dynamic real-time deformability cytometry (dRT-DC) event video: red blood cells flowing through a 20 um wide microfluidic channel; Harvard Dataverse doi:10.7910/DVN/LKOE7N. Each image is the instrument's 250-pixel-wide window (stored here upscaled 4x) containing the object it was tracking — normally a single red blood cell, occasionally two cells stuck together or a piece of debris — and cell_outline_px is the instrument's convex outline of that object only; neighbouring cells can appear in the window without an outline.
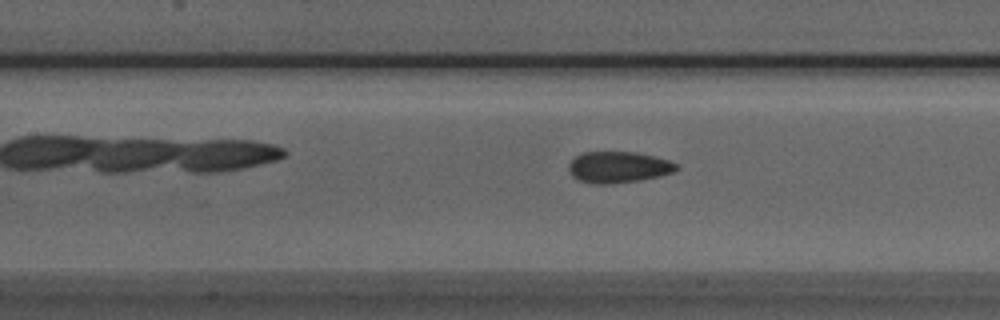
{"species": "Egyptian fruit bat (a non-hibernating species)", "species_latin": "Rousettus aegyptiacus", "temperature_condition": "room temperature", "stored_images_in_passage": 33, "camera_frame_rate_fps": 3000, "um_per_image_px": 0.085, "animal": {"sex": "male"}, "frame": {"image": 1, "passage_image": 14, "time_ms": 4.333, "image_size_px": [1000, 320], "cell_outline_px": [[676, 168], [672, 172], [640, 180], [612, 184], [592, 184], [580, 180], [572, 176], [568, 172], [568, 164], [580, 152], [636, 152], [668, 160], [676, 164]], "centroid_in_image_um": [52.48, 14.21], "position_along_channel_um": 154.9, "area_um2": 19.48}}
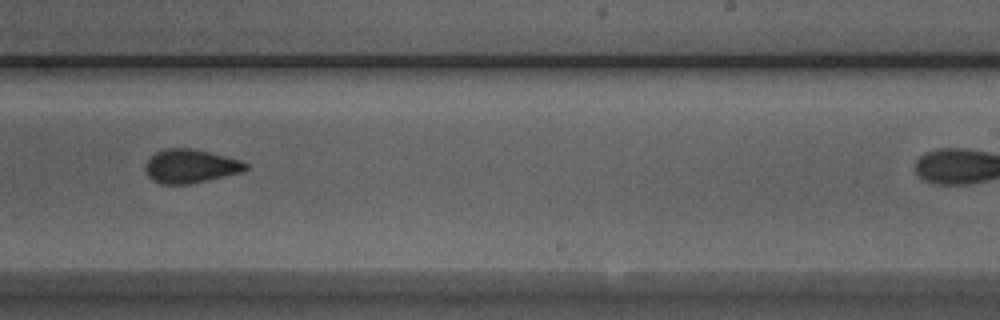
{"frame": {"image": 2, "passage_image": 23, "time_ms": 7.333, "image_size_px": [1000, 320], "cell_outline_px": [[248, 168], [244, 172], [188, 184], [160, 184], [152, 180], [148, 176], [144, 168], [144, 164], [156, 152], [164, 148], [192, 148], [240, 160], [248, 164]], "centroid_in_image_um": [16.17, 14.13], "position_along_channel_um": 272.8, "area_um2": 19.71}}
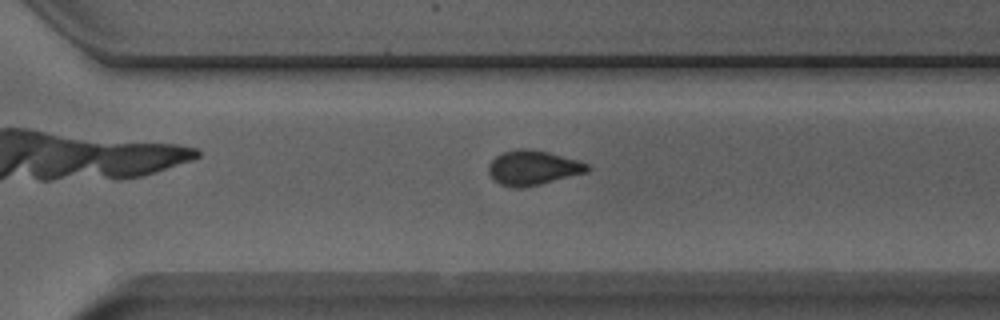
{"frame": {"image": 3, "passage_image": 27, "time_ms": 8.667, "image_size_px": [1000, 320], "cell_outline_px": [[592, 168], [584, 172], [540, 184], [524, 188], [512, 188], [500, 184], [492, 180], [488, 172], [488, 164], [496, 156], [504, 152], [516, 148], [528, 148], [548, 152], [576, 160], [588, 164]], "centroid_in_image_um": [45.23, 14.26], "position_along_channel_um": 325.4, "area_um2": 19.88}}